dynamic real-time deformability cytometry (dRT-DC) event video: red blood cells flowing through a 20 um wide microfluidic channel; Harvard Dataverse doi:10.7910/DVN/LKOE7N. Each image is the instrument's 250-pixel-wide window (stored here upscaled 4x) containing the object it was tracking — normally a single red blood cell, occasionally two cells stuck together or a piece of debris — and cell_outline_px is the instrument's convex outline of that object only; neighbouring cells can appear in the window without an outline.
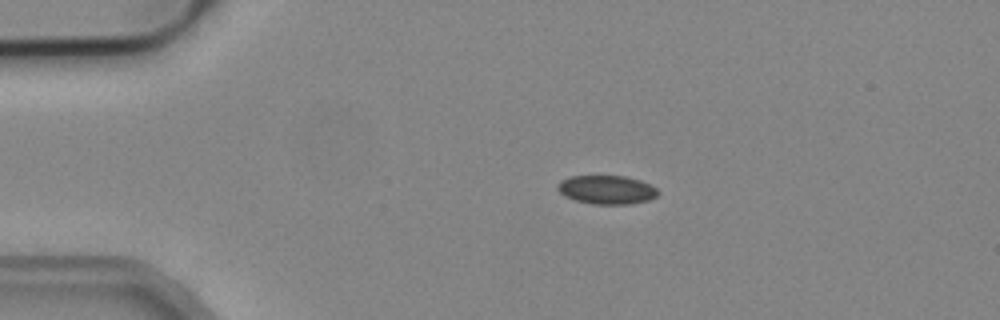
{"species": "common noctule bat (a hibernating species)", "species_latin": "Nyctalus noctula", "temperature_condition": "cold", "stored_images_in_passage": 3, "camera_frame_rate_fps": 3000, "um_per_image_px": 0.085, "animal": {"sex": "male", "body_mass_g": 19.2, "forearm_length_mm": 51.8}, "frame": {"image": 1, "passage_image": 1, "time_ms": 0.0, "image_size_px": [1000, 320], "cell_outline_px": [[660, 192], [656, 196], [648, 200], [628, 204], [592, 204], [576, 200], [564, 196], [556, 188], [560, 180], [568, 176], [624, 176], [640, 180], [652, 184]], "centroid_in_image_um": [51.57, 16.12], "position_along_channel_um": 33.4, "area_um2": 16.88}}
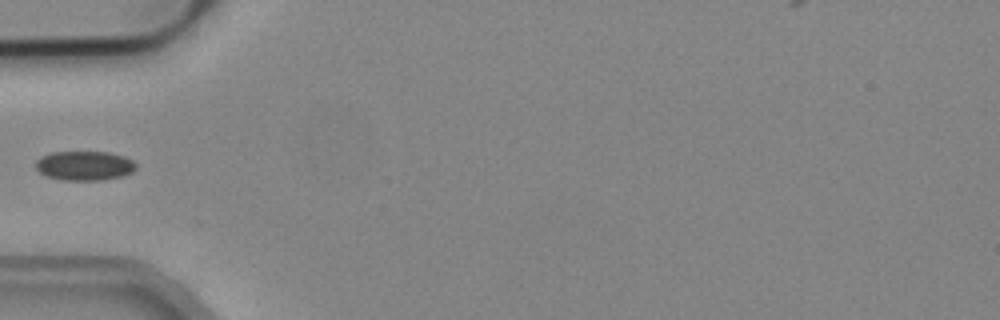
{"frame": {"image": 2, "passage_image": 3, "time_ms": 0.667, "image_size_px": [1000, 320], "cell_outline_px": [[136, 168], [132, 172], [124, 176], [100, 180], [60, 180], [48, 176], [40, 172], [36, 168], [36, 160], [52, 152], [108, 152], [124, 156], [132, 160], [136, 164]], "centroid_in_image_um": [7.21, 14.09], "position_along_channel_um": 77.8, "area_um2": 17.11}}